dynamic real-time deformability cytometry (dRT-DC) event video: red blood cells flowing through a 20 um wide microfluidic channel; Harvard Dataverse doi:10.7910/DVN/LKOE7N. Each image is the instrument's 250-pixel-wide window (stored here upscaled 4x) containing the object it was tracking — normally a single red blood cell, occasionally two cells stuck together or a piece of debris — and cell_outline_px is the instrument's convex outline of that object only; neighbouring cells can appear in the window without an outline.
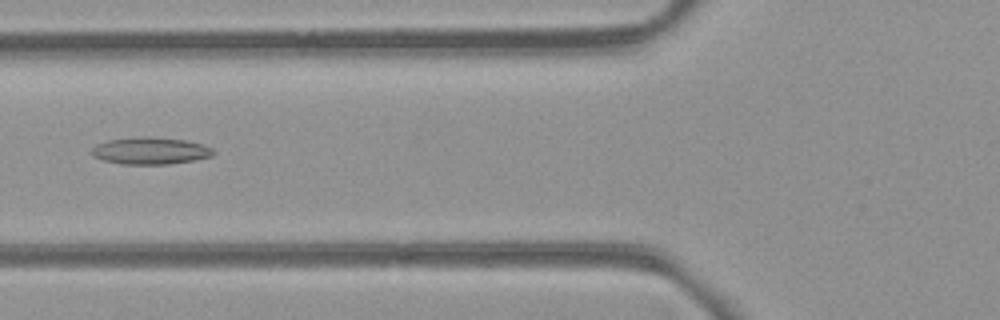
{"species": "common noctule bat (a hibernating species)", "species_latin": "Nyctalus noctula", "temperature_condition": "room temperature", "stored_images_in_passage": 7, "camera_frame_rate_fps": 3000, "um_per_image_px": 0.085, "animal": {"sex": "female", "body_mass_g": 21.9}, "frame": {"image": 1, "passage_image": 7, "time_ms": 6.667, "image_size_px": [1000, 320], "cell_outline_px": [[216, 152], [212, 156], [192, 160], [168, 164], [120, 164], [104, 160], [92, 156], [92, 148], [96, 144], [108, 140], [140, 136], [148, 136], [188, 140], [204, 144], [212, 148]], "centroid_in_image_um": [12.8, 12.8], "position_along_channel_um": 113.0, "area_um2": 19.31}}